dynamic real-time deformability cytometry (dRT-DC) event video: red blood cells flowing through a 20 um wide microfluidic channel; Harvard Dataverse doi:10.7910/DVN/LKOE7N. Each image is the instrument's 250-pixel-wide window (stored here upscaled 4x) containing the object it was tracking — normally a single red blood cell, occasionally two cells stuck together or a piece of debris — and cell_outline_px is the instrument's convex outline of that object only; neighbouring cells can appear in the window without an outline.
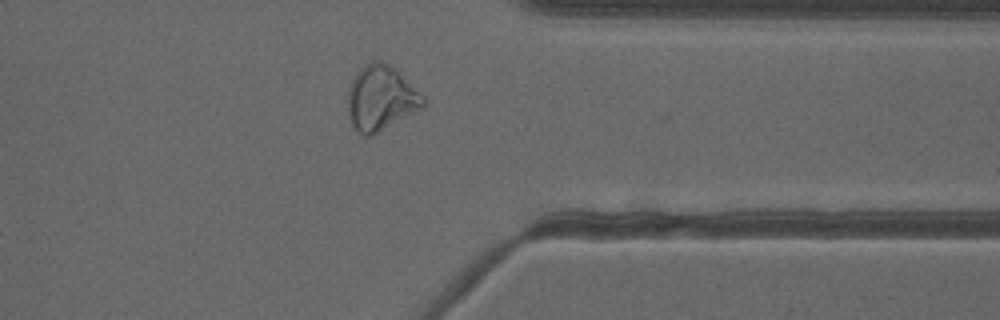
{"species": "common noctule bat (a hibernating species)", "species_latin": "Nyctalus noctula", "temperature_condition": "cold", "stored_images_in_passage": 39, "camera_frame_rate_fps": 3000, "um_per_image_px": 0.085, "animal": {"sex": "female"}, "frame": {"image": 1, "passage_image": 28, "time_ms": 9.0, "image_size_px": [1000, 320], "cell_outline_px": [[428, 100], [424, 108], [372, 136], [360, 136], [352, 128], [348, 116], [348, 92], [352, 80], [360, 68], [372, 60], [380, 60], [388, 64], [424, 96]], "centroid_in_image_um": [32.37, 8.4], "position_along_channel_um": 379.0, "area_um2": 28.78}, "authors_computed_cell_mechanics": {"area_um2": 26.9926, "velocity_mm_per_s": 3.8965, "shape_relaxation_time_tau1_ms": null, "shape_relaxation_time_tau2_ms": 1.6792, "deformation_change_tau1": null, "deformation_change_tau2": 0.0909}}